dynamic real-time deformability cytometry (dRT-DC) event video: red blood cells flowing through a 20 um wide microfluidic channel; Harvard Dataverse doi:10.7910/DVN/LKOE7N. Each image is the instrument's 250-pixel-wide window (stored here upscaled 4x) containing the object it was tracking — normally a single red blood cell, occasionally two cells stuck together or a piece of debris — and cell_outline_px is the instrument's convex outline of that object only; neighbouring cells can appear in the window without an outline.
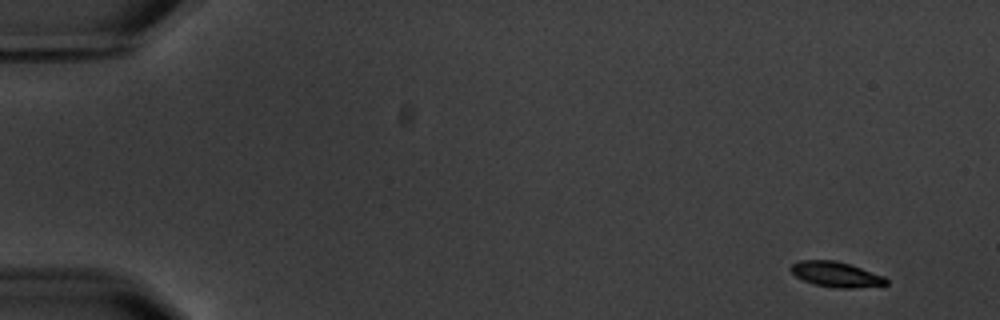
{"species": "common noctule bat (a hibernating species)", "species_latin": "Nyctalus noctula", "temperature_condition": "warm", "stored_images_in_passage": 2, "camera_frame_rate_fps": 3000, "um_per_image_px": 0.085, "animal": {"sex": "male", "body_mass_g": 20.1, "forearm_length_mm": 53.5}, "frame": {"image": 1, "passage_image": 1, "time_ms": 0.0, "image_size_px": [1000, 320], "cell_outline_px": [[888, 284], [856, 288], [836, 288], [816, 284], [804, 280], [796, 276], [788, 268], [792, 264], [800, 260], [836, 260], [884, 276], [888, 280]], "centroid_in_image_um": [71.05, 23.32], "position_along_channel_um": 13.9, "area_um2": 13.87}}